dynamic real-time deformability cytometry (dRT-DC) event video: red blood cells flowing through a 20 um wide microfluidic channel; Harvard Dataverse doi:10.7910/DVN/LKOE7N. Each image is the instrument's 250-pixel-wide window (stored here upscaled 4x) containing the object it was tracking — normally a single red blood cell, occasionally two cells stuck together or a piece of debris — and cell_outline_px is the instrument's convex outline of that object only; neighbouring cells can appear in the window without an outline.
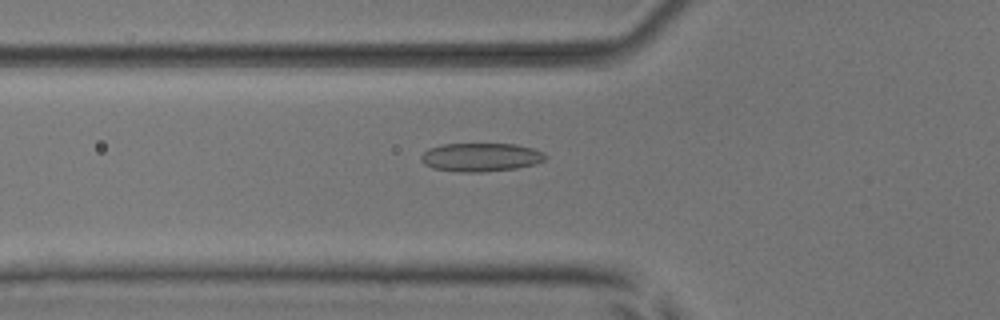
{"species": "common noctule bat (a hibernating species)", "species_latin": "Nyctalus noctula", "temperature_condition": "room temperature", "stored_images_in_passage": 38, "camera_frame_rate_fps": 3000, "um_per_image_px": 0.085, "animal": {"sex": "male", "body_mass_g": 17.9, "forearm_length_mm": 54.2}, "frame": {"image": 1, "passage_image": 4, "time_ms": 1.0, "image_size_px": [1000, 320], "cell_outline_px": [[548, 156], [544, 160], [536, 164], [516, 168], [484, 172], [456, 172], [432, 168], [424, 164], [420, 160], [420, 156], [428, 148], [444, 144], [516, 144], [532, 148], [544, 152]], "centroid_in_image_um": [40.86, 13.37], "position_along_channel_um": 84.9, "area_um2": 20.87}}
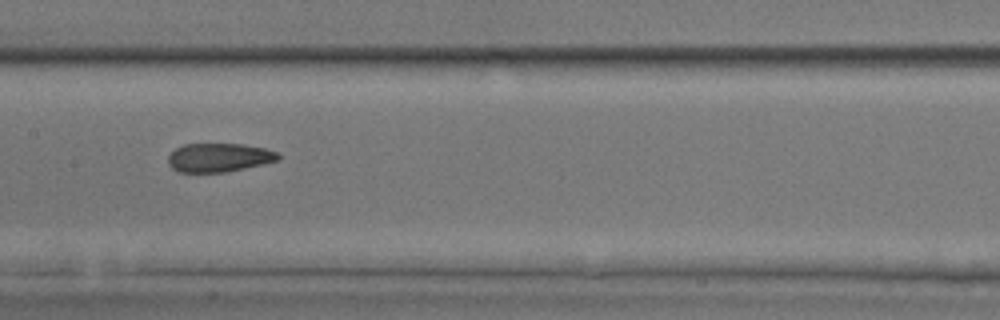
{"frame": {"image": 2, "passage_image": 12, "time_ms": 3.667, "image_size_px": [1000, 320], "cell_outline_px": [[280, 160], [244, 168], [224, 172], [180, 172], [172, 168], [168, 164], [168, 156], [176, 148], [184, 144], [244, 144], [264, 148], [276, 152], [280, 156]], "centroid_in_image_um": [18.6, 13.39], "position_along_channel_um": 188.8, "area_um2": 18.32}}
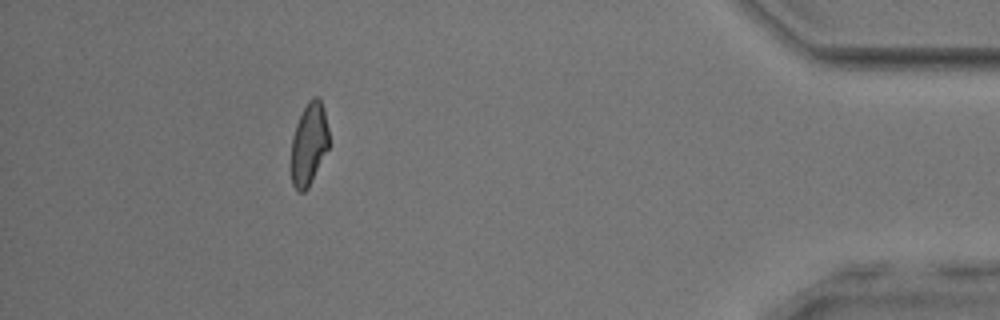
{"frame": {"image": 3, "passage_image": 33, "time_ms": 10.667, "image_size_px": [1000, 320], "cell_outline_px": [[328, 148], [308, 188], [304, 192], [300, 192], [292, 184], [292, 136], [296, 124], [308, 100], [312, 96], [320, 96], [324, 108], [328, 128]], "centroid_in_image_um": [26.27, 12.19], "position_along_channel_um": 408.9, "area_um2": 17.98}, "authors_computed_cell_mechanics": {"area_um2": 19.1318, "velocity_mm_per_s": 3.8858, "shape_relaxation_time_tau1_ms": null, "shape_relaxation_time_tau2_ms": 2.0805, "deformation_change_tau1": null, "deformation_change_tau2": 0.0786}}